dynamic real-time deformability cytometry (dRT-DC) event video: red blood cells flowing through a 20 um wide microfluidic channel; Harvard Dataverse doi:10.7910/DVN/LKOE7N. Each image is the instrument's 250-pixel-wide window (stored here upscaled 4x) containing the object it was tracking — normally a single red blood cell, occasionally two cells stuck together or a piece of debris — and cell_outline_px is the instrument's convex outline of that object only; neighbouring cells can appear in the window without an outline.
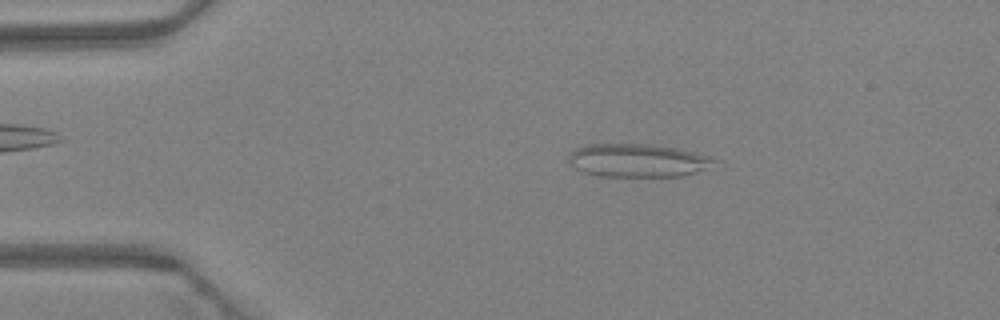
{"species": "Egyptian fruit bat (a non-hibernating species)", "species_latin": "Rousettus aegyptiacus", "temperature_condition": "warm", "stored_images_in_passage": 45, "camera_frame_rate_fps": 3000, "um_per_image_px": 0.085, "animal": {"sex": "female"}, "frame": {"image": 1, "passage_image": 8, "time_ms": 2.333, "image_size_px": [1000, 320], "cell_outline_px": [[716, 160], [704, 168], [684, 176], [596, 176], [580, 172], [568, 164], [568, 156], [576, 148], [588, 144], [656, 144], [680, 148], [712, 156]], "centroid_in_image_um": [54.14, 13.63], "position_along_channel_um": 30.9, "area_um2": 28.44}}
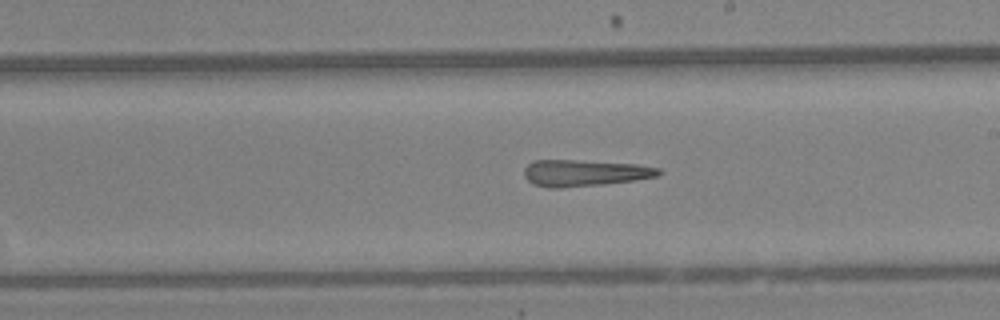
{"frame": {"image": 2, "passage_image": 26, "time_ms": 8.333, "image_size_px": [1000, 320], "cell_outline_px": [[660, 172], [656, 176], [632, 180], [604, 184], [560, 188], [548, 188], [532, 184], [524, 176], [524, 168], [532, 160], [576, 160], [636, 164], [660, 168]], "centroid_in_image_um": [49.61, 14.7], "position_along_channel_um": 239.4, "area_um2": 20.69}}
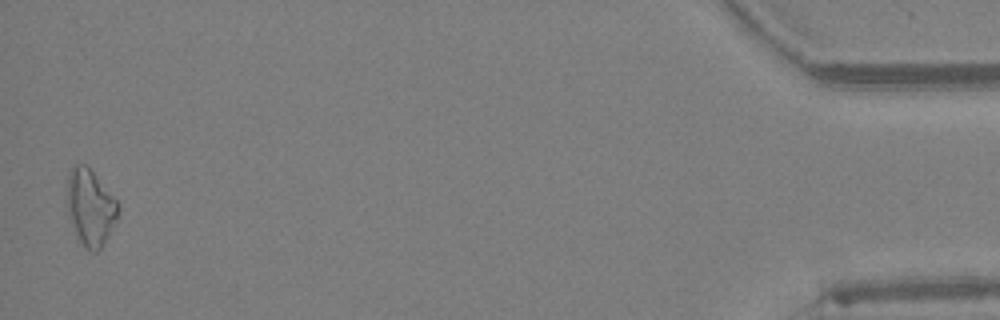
{"frame": {"image": 3, "passage_image": 45, "time_ms": 14.667, "image_size_px": [1000, 320], "cell_outline_px": [[120, 208], [116, 220], [108, 236], [100, 248], [96, 252], [92, 252], [84, 248], [68, 216], [68, 176], [72, 164], [84, 164], [96, 176], [120, 204]], "centroid_in_image_um": [7.69, 17.63], "position_along_channel_um": 427.5, "area_um2": 22.31}, "authors_computed_cell_mechanics": {"area_um2": 21.3282, "velocity_mm_per_s": 4.3932, "shape_relaxation_time_tau1_ms": null, "shape_relaxation_time_tau2_ms": 11.2069, "deformation_change_tau1": null, "deformation_change_tau2": 0.4165}}